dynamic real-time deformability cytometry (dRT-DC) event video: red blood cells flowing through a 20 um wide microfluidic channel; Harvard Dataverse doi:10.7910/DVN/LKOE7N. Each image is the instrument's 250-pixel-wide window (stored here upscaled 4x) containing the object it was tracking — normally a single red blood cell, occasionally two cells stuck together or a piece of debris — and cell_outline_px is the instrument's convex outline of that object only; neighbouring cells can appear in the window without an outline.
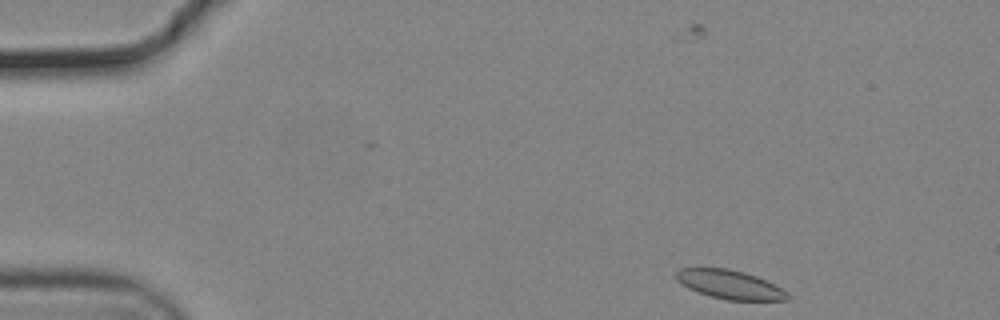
{"species": "common noctule bat (a hibernating species)", "species_latin": "Nyctalus noctula", "temperature_condition": "cold", "stored_images_in_passage": 50, "camera_frame_rate_fps": 3000, "um_per_image_px": 0.085, "animal": {"sex": "male", "body_mass_g": 19.2, "forearm_length_mm": 51.8}, "frame": {"image": 1, "passage_image": 1, "time_ms": 0.0, "image_size_px": [1000, 320], "cell_outline_px": [[792, 296], [788, 300], [728, 300], [712, 296], [688, 288], [676, 280], [676, 272], [680, 268], [728, 268], [744, 272], [756, 276], [788, 292]], "centroid_in_image_um": [62.04, 24.18], "position_along_channel_um": 23.0, "area_um2": 18.5}}
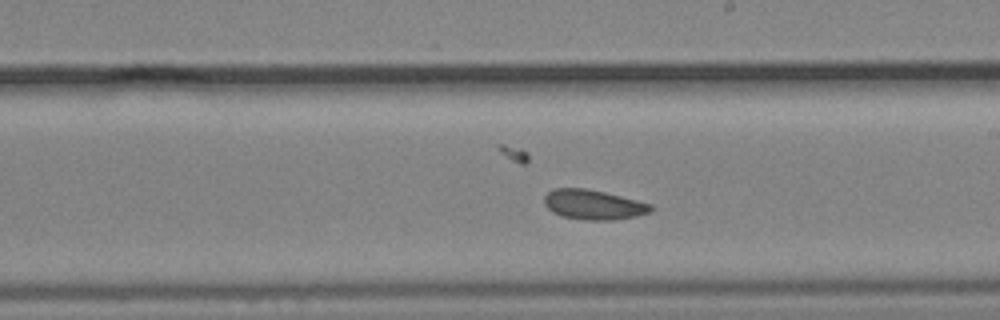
{"frame": {"image": 2, "passage_image": 26, "time_ms": 8.333, "image_size_px": [1000, 320], "cell_outline_px": [[652, 208], [648, 212], [636, 216], [616, 220], [584, 220], [560, 216], [552, 212], [544, 204], [544, 196], [552, 188], [584, 188], [604, 192], [652, 204]], "centroid_in_image_um": [50.39, 17.4], "position_along_channel_um": 238.6, "area_um2": 18.5}}
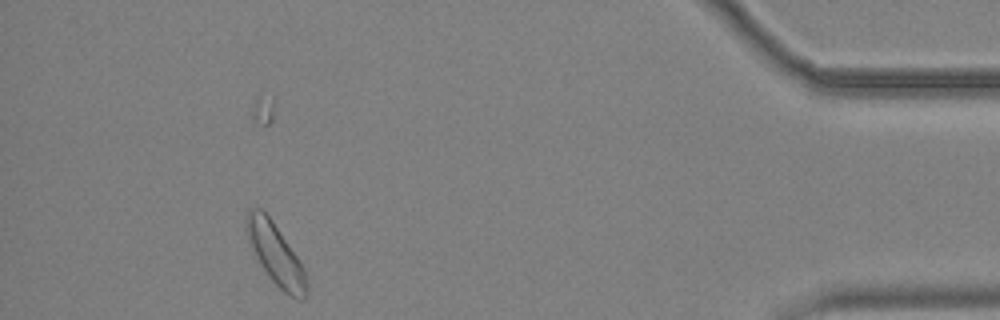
{"frame": {"image": 3, "passage_image": 45, "time_ms": 14.667, "image_size_px": [1000, 320], "cell_outline_px": [[308, 296], [304, 300], [296, 300], [288, 296], [268, 276], [260, 264], [248, 240], [244, 228], [244, 216], [248, 208], [260, 208], [272, 220], [304, 268], [308, 284]], "centroid_in_image_um": [23.42, 21.63], "position_along_channel_um": 411.8, "area_um2": 21.62}, "authors_computed_cell_mechanics": {"area_um2": 18.9584, "velocity_mm_per_s": 3.6627, "shape_relaxation_time_tau1_ms": 10.9583, "shape_relaxation_time_tau2_ms": 3.643, "deformation_change_tau1": 0.0959, "deformation_change_tau2": 0.0865}}